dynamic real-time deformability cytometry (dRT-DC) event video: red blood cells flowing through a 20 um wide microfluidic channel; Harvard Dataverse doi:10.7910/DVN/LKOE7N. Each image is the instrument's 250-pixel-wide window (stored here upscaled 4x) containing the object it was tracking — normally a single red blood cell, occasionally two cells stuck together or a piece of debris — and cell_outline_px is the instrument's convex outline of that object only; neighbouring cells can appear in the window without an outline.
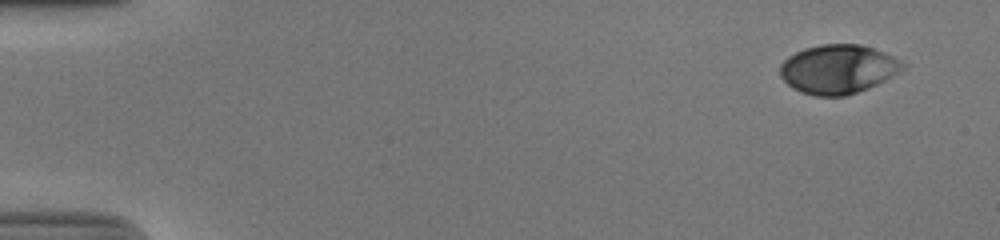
{"species": "human", "species_latin": "Homo sapiens", "temperature_condition": "cold", "stored_images_in_passage": 51, "camera_frame_rate_fps": 3000, "um_per_image_px": 0.085, "donor": {"sex": "male"}, "frame": {"image": 1, "passage_image": 1, "time_ms": 0.0, "image_size_px": [1000, 240], "cell_outline_px": [[904, 68], [892, 76], [868, 88], [848, 96], [812, 96], [800, 92], [792, 88], [780, 76], [780, 64], [788, 56], [804, 48], [820, 44], [860, 44], [884, 52], [900, 60], [904, 64]], "centroid_in_image_um": [71.2, 5.88], "position_along_channel_um": 13.8, "area_um2": 35.08}}
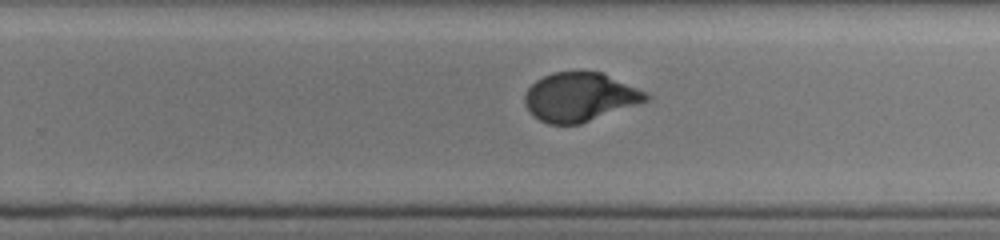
{"frame": {"image": 2, "passage_image": 33, "time_ms": 10.667, "image_size_px": [1000, 240], "cell_outline_px": [[652, 100], [580, 124], [548, 124], [540, 120], [524, 104], [524, 92], [536, 80], [552, 72], [604, 72], [648, 92], [652, 96]], "centroid_in_image_um": [49.36, 8.24], "position_along_channel_um": 280.4, "area_um2": 34.85}}
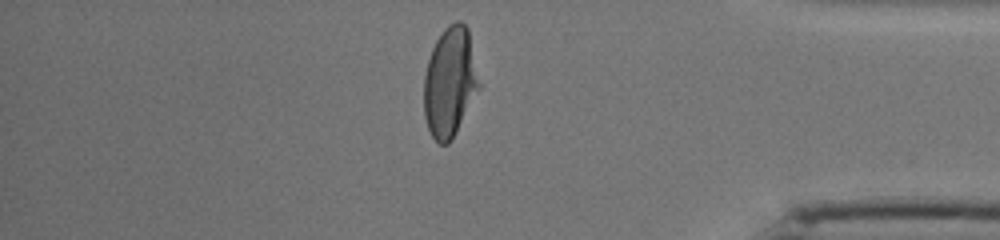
{"frame": {"image": 3, "passage_image": 44, "time_ms": 14.333, "image_size_px": [1000, 240], "cell_outline_px": [[480, 88], [452, 140], [448, 144], [440, 144], [432, 136], [428, 128], [424, 116], [424, 76], [428, 60], [432, 48], [436, 40], [444, 28], [448, 24], [456, 20], [460, 20], [468, 28], [480, 84]], "centroid_in_image_um": [38.24, 6.97], "position_along_channel_um": 397.0, "area_um2": 35.32}, "authors_computed_cell_mechanics": {"area_um2": 35.3736, "velocity_mm_per_s": 3.8384, "shape_relaxation_time_tau1_ms": 3.2942, "shape_relaxation_time_tau2_ms": null, "deformation_change_tau1": 0.1804, "deformation_change_tau2": null}}